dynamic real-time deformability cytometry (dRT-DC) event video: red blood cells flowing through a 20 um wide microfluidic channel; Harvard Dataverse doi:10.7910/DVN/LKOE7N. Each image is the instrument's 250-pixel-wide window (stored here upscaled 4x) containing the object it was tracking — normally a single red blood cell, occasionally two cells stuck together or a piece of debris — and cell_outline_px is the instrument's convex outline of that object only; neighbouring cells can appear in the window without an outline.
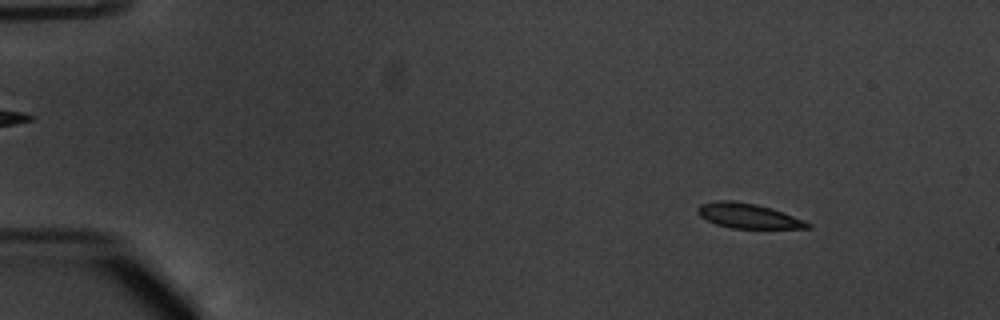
{"species": "common noctule bat (a hibernating species)", "species_latin": "Nyctalus noctula", "temperature_condition": "warm", "stored_images_in_passage": 54, "camera_frame_rate_fps": 3000, "um_per_image_px": 0.085, "animal": {"sex": "male", "body_mass_g": 20.1, "forearm_length_mm": 53.5}, "frame": {"image": 1, "passage_image": 7, "time_ms": 2.0, "image_size_px": [1000, 320], "cell_outline_px": [[812, 228], [728, 228], [716, 224], [700, 216], [696, 212], [696, 208], [700, 204], [716, 200], [732, 200], [756, 204], [772, 208], [804, 220], [812, 224]], "centroid_in_image_um": [63.57, 18.34], "position_along_channel_um": 21.4, "area_um2": 16.01}}
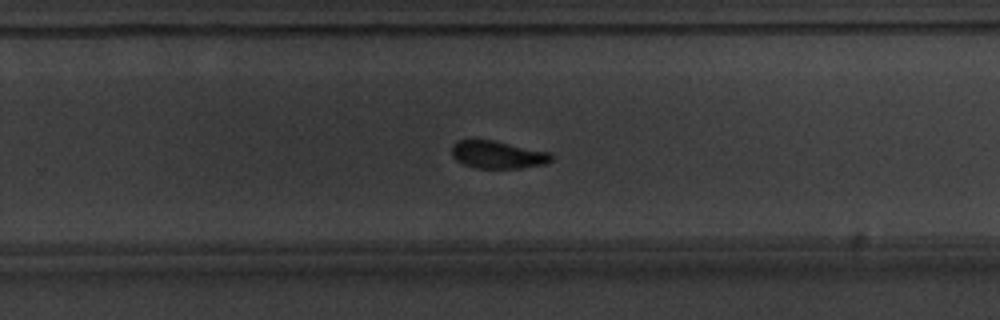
{"frame": {"image": 2, "passage_image": 36, "time_ms": 11.667, "image_size_px": [1000, 320], "cell_outline_px": [[552, 160], [544, 164], [520, 168], [476, 168], [464, 164], [456, 160], [452, 156], [452, 144], [456, 140], [492, 140], [552, 152]], "centroid_in_image_um": [42.31, 13.14], "position_along_channel_um": 287.5, "area_um2": 16.07}}
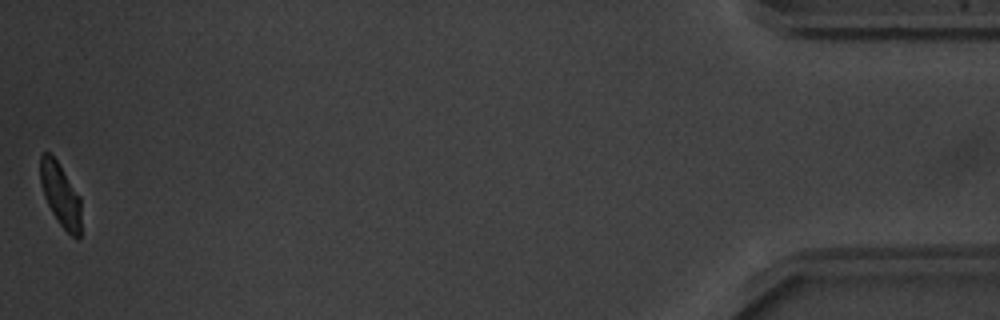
{"frame": {"image": 3, "passage_image": 54, "time_ms": 17.667, "image_size_px": [1000, 320], "cell_outline_px": [[80, 236], [76, 240], [60, 224], [52, 212], [44, 196], [40, 180], [40, 156], [44, 152], [48, 152], [56, 160], [80, 196]], "centroid_in_image_um": [5.14, 16.56], "position_along_channel_um": 430.1, "area_um2": 14.8}, "authors_computed_cell_mechanics": {"area_um2": 16.5308, "velocity_mm_per_s": 3.806, "shape_relaxation_time_tau1_ms": 1.9512, "shape_relaxation_time_tau2_ms": 1.5236, "deformation_change_tau1": 0.142, "deformation_change_tau2": 0.065}}